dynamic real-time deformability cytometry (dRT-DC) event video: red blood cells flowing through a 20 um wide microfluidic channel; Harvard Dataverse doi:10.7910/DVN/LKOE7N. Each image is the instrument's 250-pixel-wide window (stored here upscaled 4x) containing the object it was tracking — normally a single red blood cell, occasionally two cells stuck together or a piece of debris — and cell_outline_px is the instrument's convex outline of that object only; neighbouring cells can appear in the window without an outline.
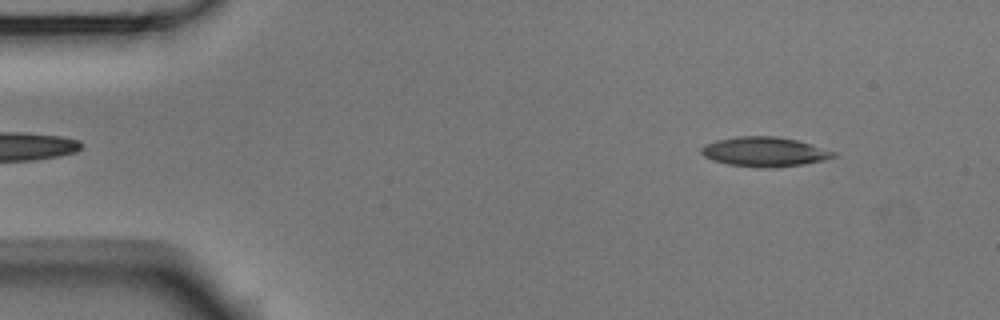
{"species": "Egyptian fruit bat (a non-hibernating species)", "species_latin": "Rousettus aegyptiacus", "temperature_condition": "room temperature", "stored_images_in_passage": 6, "camera_frame_rate_fps": 3000, "um_per_image_px": 0.085, "animal": {"sex": "male"}, "frame": {"image": 1, "passage_image": 1, "time_ms": 0.0, "image_size_px": [1000, 320], "cell_outline_px": [[836, 156], [824, 160], [804, 164], [768, 168], [760, 168], [728, 164], [712, 160], [704, 156], [700, 152], [700, 148], [704, 144], [716, 140], [736, 136], [776, 136], [796, 140], [836, 152]], "centroid_in_image_um": [64.94, 12.9], "position_along_channel_um": 20.1, "area_um2": 22.77}}
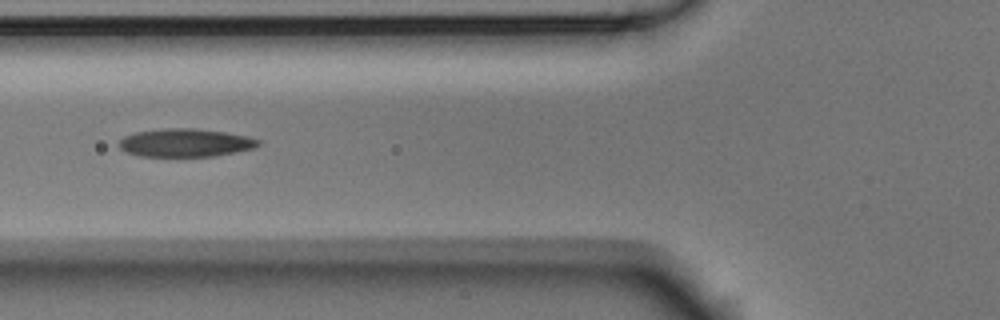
{"frame": {"image": 2, "passage_image": 5, "time_ms": 1.333, "image_size_px": [1000, 320], "cell_outline_px": [[260, 144], [256, 148], [216, 156], [140, 156], [128, 152], [120, 148], [120, 140], [124, 136], [136, 132], [164, 128], [192, 128], [224, 132], [248, 136], [260, 140]], "centroid_in_image_um": [15.8, 12.13], "position_along_channel_um": 110.0, "area_um2": 22.77}}
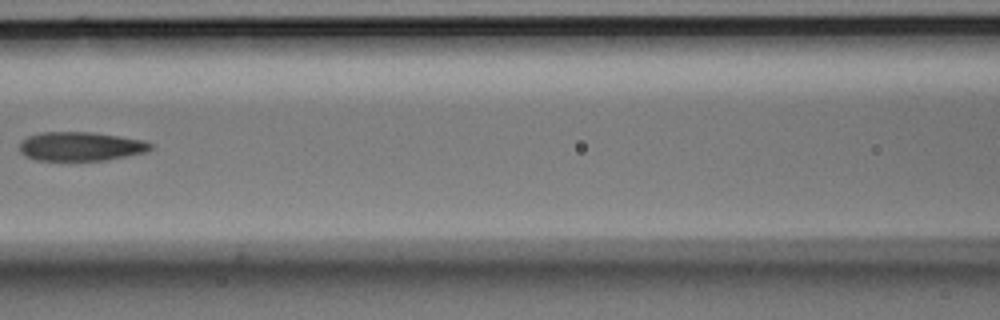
{"frame": {"image": 3, "passage_image": 6, "time_ms": 1.667, "image_size_px": [1000, 320], "cell_outline_px": [[152, 148], [144, 152], [104, 160], [36, 160], [24, 156], [20, 152], [20, 140], [28, 136], [40, 132], [92, 132], [144, 140], [152, 144]], "centroid_in_image_um": [6.8, 12.43], "position_along_channel_um": 159.8, "area_um2": 22.02}}